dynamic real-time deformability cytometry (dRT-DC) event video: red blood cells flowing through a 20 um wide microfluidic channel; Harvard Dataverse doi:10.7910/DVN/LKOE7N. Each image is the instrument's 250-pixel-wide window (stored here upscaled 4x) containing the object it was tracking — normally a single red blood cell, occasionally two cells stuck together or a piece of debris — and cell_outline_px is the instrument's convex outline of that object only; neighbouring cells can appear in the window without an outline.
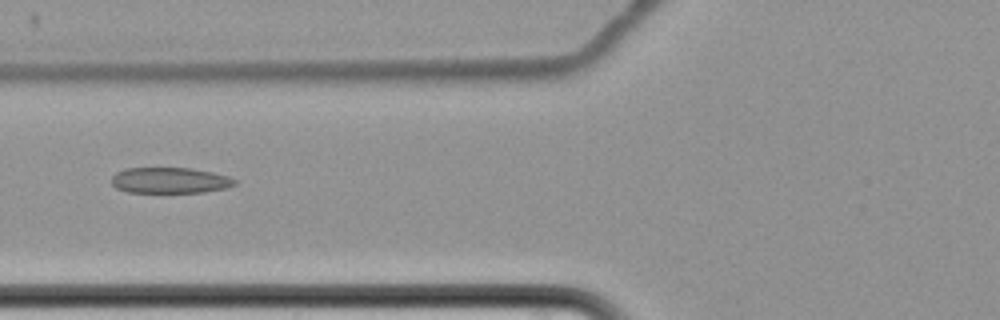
{"species": "common noctule bat (a hibernating species)", "species_latin": "Nyctalus noctula", "temperature_condition": "cold", "stored_images_in_passage": 7, "camera_frame_rate_fps": 3000, "um_per_image_px": 0.085, "animal": {"sex": "female", "body_mass_g": 22.7, "forearm_length_mm": 54.2}, "frame": {"image": 1, "passage_image": 4, "time_ms": 4.667, "image_size_px": [1000, 320], "cell_outline_px": [[236, 184], [228, 188], [204, 192], [128, 192], [116, 188], [112, 184], [112, 176], [116, 172], [124, 168], [192, 168], [212, 172], [228, 176], [236, 180]], "centroid_in_image_um": [14.45, 15.33], "position_along_channel_um": 111.4, "area_um2": 18.61}}
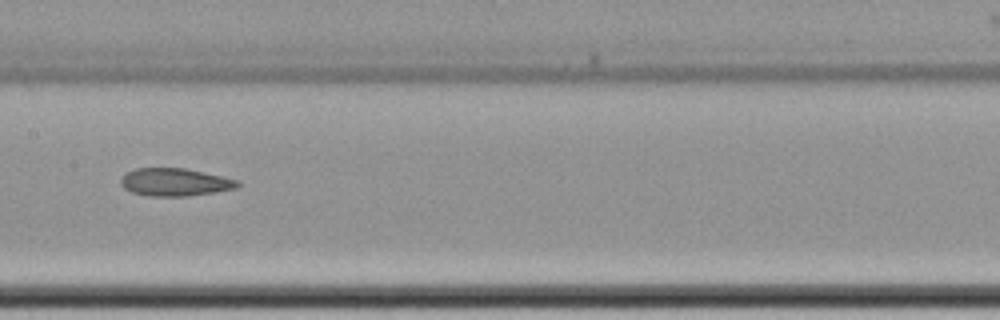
{"frame": {"image": 2, "passage_image": 6, "time_ms": 7.0, "image_size_px": [1000, 320], "cell_outline_px": [[240, 184], [236, 188], [188, 196], [148, 196], [132, 192], [124, 188], [120, 184], [120, 180], [128, 172], [136, 168], [184, 168], [204, 172], [236, 180]], "centroid_in_image_um": [14.83, 15.48], "position_along_channel_um": 192.6, "area_um2": 18.61}}
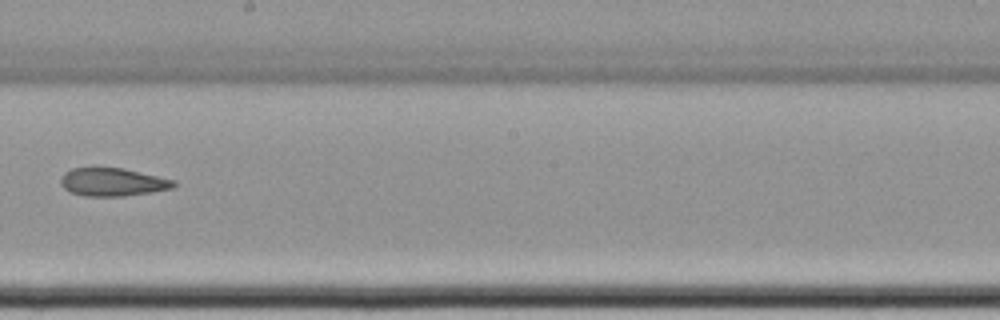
{"frame": {"image": 3, "passage_image": 7, "time_ms": 8.333, "image_size_px": [1000, 320], "cell_outline_px": [[180, 184], [172, 188], [152, 192], [124, 196], [84, 196], [72, 192], [64, 188], [60, 184], [60, 180], [64, 172], [72, 168], [92, 164], [96, 164], [124, 168], [176, 180]], "centroid_in_image_um": [9.56, 15.42], "position_along_channel_um": 238.6, "area_um2": 19.42}}